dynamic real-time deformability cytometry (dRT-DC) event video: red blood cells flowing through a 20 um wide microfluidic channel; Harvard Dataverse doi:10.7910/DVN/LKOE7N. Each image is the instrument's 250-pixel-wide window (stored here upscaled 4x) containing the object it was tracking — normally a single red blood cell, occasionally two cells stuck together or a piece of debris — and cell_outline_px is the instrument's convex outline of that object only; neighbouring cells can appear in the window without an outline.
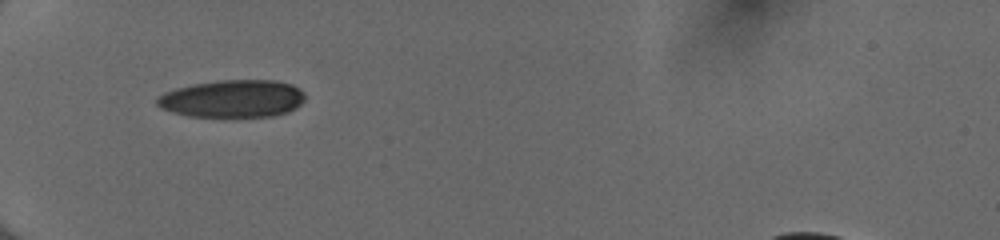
{"species": "human", "species_latin": "Homo sapiens", "temperature_condition": "cold", "stored_images_in_passage": 34, "camera_frame_rate_fps": 3000, "um_per_image_px": 0.085, "donor": {"sex": "female"}, "frame": {"image": 1, "passage_image": 1, "time_ms": 0.0, "image_size_px": [1000, 240], "cell_outline_px": [[304, 100], [300, 104], [288, 112], [272, 116], [188, 116], [172, 112], [160, 108], [156, 104], [156, 100], [164, 92], [176, 88], [192, 84], [220, 80], [272, 80], [292, 84], [300, 88], [304, 92]], "centroid_in_image_um": [19.77, 8.38], "position_along_channel_um": 65.2, "area_um2": 32.31}}
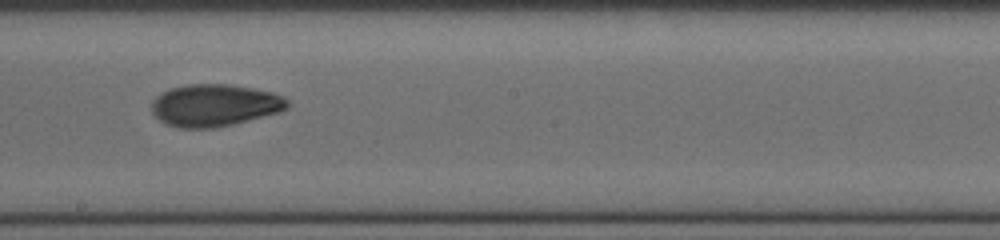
{"frame": {"image": 2, "passage_image": 14, "time_ms": 4.333, "image_size_px": [1000, 240], "cell_outline_px": [[288, 108], [280, 112], [232, 124], [212, 128], [180, 128], [168, 124], [160, 120], [152, 112], [152, 100], [156, 96], [168, 88], [188, 84], [228, 84], [252, 88], [272, 92], [284, 96], [288, 100]], "centroid_in_image_um": [18.24, 8.94], "position_along_channel_um": 230.0, "area_um2": 33.35}}
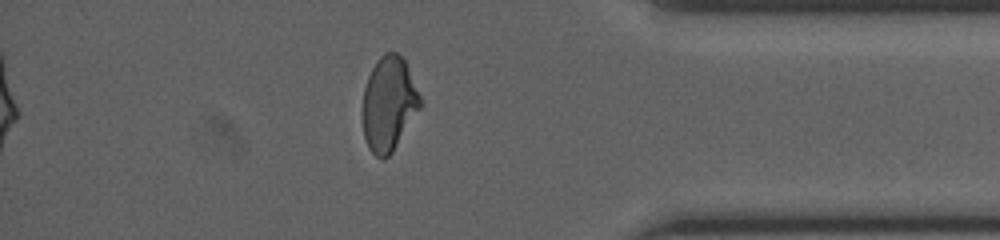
{"frame": {"image": 3, "passage_image": 28, "time_ms": 9.0, "image_size_px": [1000, 240], "cell_outline_px": [[420, 108], [392, 152], [384, 160], [376, 156], [368, 148], [364, 136], [364, 88], [368, 76], [376, 60], [384, 52], [396, 52], [404, 60], [408, 68], [420, 96]], "centroid_in_image_um": [33.04, 8.82], "position_along_channel_um": 402.2, "area_um2": 31.1}, "authors_computed_cell_mechanics": {"area_um2": 32.1946, "velocity_mm_per_s": 4.0579, "shape_relaxation_time_tau1_ms": 4.9196, "shape_relaxation_time_tau2_ms": 2.3881, "deformation_change_tau1": 0.169, "deformation_change_tau2": 0.0615}}